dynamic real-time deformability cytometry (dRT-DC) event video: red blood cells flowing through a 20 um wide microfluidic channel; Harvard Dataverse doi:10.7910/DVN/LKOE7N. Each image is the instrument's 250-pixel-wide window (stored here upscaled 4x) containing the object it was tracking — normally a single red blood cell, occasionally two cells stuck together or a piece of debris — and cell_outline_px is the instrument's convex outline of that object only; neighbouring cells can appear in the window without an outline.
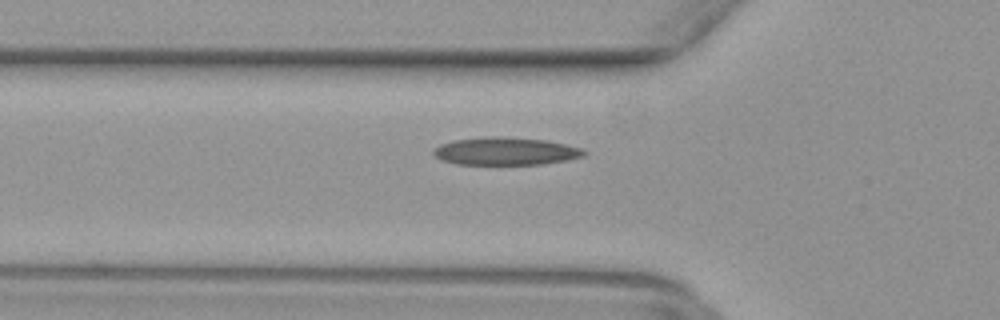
{"species": "common noctule bat (a hibernating species)", "species_latin": "Nyctalus noctula", "temperature_condition": "warm", "stored_images_in_passage": 38, "camera_frame_rate_fps": 3000, "um_per_image_px": 0.085, "animal": {"sex": "female", "body_mass_g": 29.2, "forearm_length_mm": 56.3}, "frame": {"image": 1, "passage_image": 5, "time_ms": 1.333, "image_size_px": [1000, 320], "cell_outline_px": [[588, 152], [584, 156], [568, 160], [540, 164], [456, 164], [444, 160], [436, 156], [432, 152], [440, 144], [452, 140], [492, 136], [500, 136], [544, 140], [584, 148]], "centroid_in_image_um": [43.02, 12.85], "position_along_channel_um": 82.8, "area_um2": 24.22}}
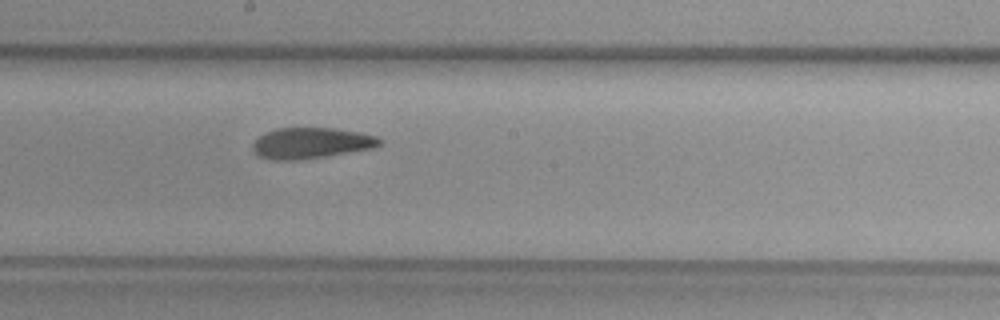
{"frame": {"image": 2, "passage_image": 15, "time_ms": 4.667, "image_size_px": [1000, 320], "cell_outline_px": [[384, 140], [380, 144], [372, 148], [300, 160], [272, 160], [260, 156], [252, 148], [252, 144], [260, 136], [276, 128], [336, 128], [360, 132], [376, 136]], "centroid_in_image_um": [26.46, 12.15], "position_along_channel_um": 221.7, "area_um2": 22.66}}
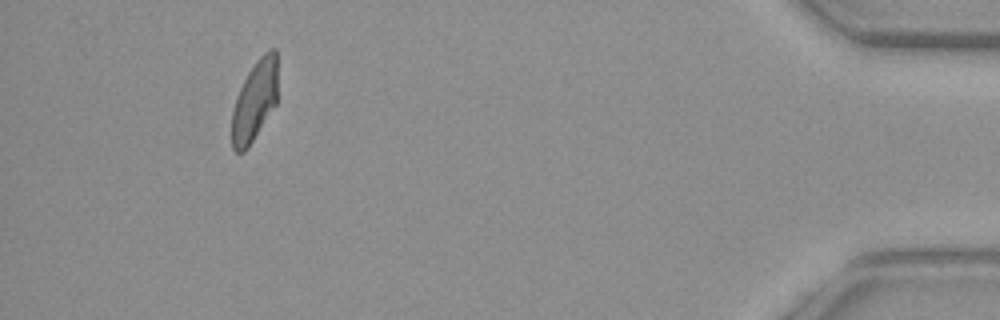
{"frame": {"image": 3, "passage_image": 34, "time_ms": 11.0, "image_size_px": [1000, 320], "cell_outline_px": [[276, 104], [248, 148], [244, 152], [236, 152], [232, 148], [232, 112], [236, 96], [248, 72], [256, 60], [268, 48], [276, 48]], "centroid_in_image_um": [21.63, 8.57], "position_along_channel_um": 413.6, "area_um2": 21.39}}